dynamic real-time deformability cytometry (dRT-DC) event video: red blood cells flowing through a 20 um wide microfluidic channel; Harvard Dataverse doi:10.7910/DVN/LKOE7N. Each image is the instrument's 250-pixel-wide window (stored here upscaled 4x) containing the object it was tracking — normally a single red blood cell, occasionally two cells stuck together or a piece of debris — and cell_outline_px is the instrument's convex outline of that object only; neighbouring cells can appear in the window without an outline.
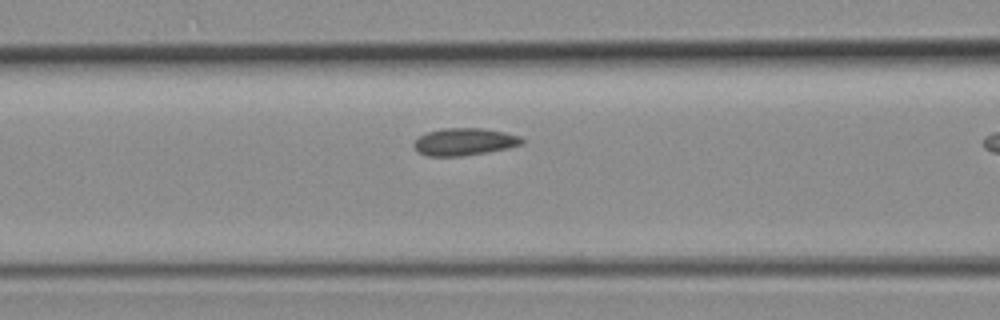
{"species": "common noctule bat (a hibernating species)", "species_latin": "Nyctalus noctula", "temperature_condition": "room temperature", "stored_images_in_passage": 7, "camera_frame_rate_fps": 3000, "um_per_image_px": 0.085, "animal": {"sex": "female", "body_mass_g": 19.3, "forearm_length_mm": 54.1}, "frame": {"image": 1, "passage_image": 6, "time_ms": 1.667, "image_size_px": [1000, 320], "cell_outline_px": [[524, 144], [508, 148], [460, 156], [428, 156], [420, 152], [412, 144], [420, 136], [428, 132], [440, 128], [484, 128], [504, 132], [520, 136], [524, 140]], "centroid_in_image_um": [39.5, 12.04], "position_along_channel_um": 127.1, "area_um2": 17.05}}